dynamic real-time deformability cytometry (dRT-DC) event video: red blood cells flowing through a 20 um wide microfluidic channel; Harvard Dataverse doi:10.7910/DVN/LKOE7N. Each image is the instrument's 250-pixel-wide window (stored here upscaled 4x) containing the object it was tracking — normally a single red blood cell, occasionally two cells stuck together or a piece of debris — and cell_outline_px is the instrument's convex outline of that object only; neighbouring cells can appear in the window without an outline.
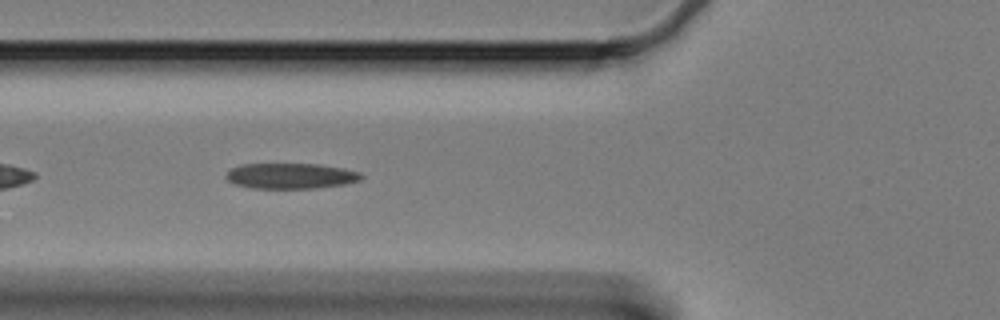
{"species": "Egyptian fruit bat (a non-hibernating species)", "species_latin": "Rousettus aegyptiacus", "temperature_condition": "cold", "stored_images_in_passage": 27, "camera_frame_rate_fps": 3000, "um_per_image_px": 0.085, "animal": {"sex": "female"}, "frame": {"image": 1, "passage_image": 6, "time_ms": 1.667, "image_size_px": [1000, 320], "cell_outline_px": [[364, 176], [360, 180], [344, 184], [316, 188], [252, 188], [232, 184], [224, 176], [232, 168], [240, 164], [320, 164], [344, 168], [360, 172]], "centroid_in_image_um": [24.71, 14.95], "position_along_channel_um": 101.1, "area_um2": 20.23}}
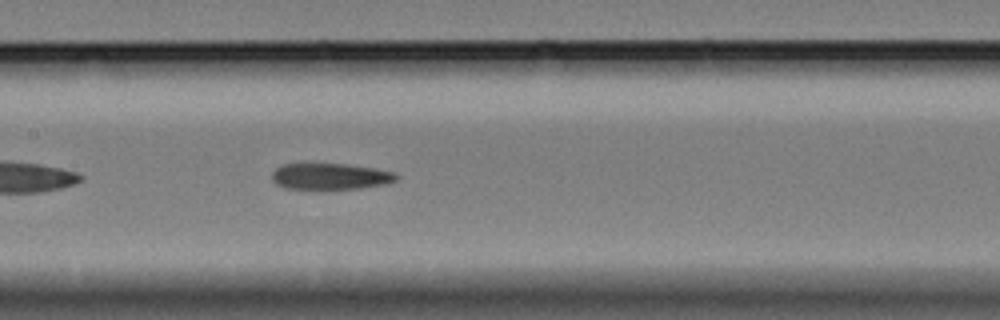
{"frame": {"image": 2, "passage_image": 13, "time_ms": 4.0, "image_size_px": [1000, 320], "cell_outline_px": [[400, 176], [396, 180], [384, 184], [360, 188], [324, 192], [316, 192], [284, 188], [276, 184], [272, 180], [272, 172], [280, 164], [344, 164], [372, 168], [396, 172]], "centroid_in_image_um": [28.02, 15.05], "position_along_channel_um": 179.4, "area_um2": 20.0}}
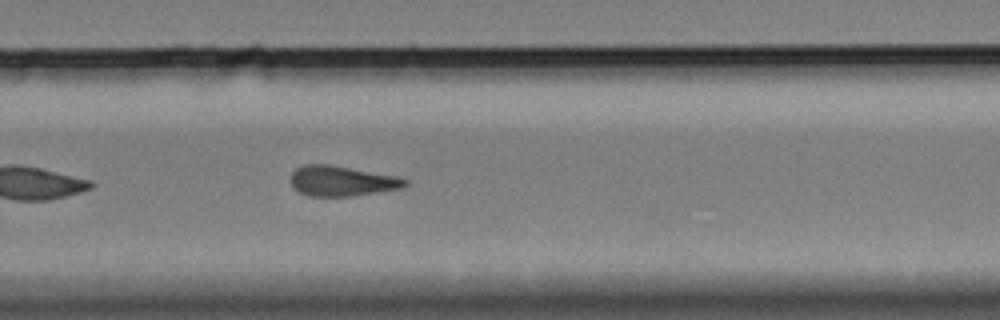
{"frame": {"image": 3, "passage_image": 24, "time_ms": 7.667, "image_size_px": [1000, 320], "cell_outline_px": [[408, 184], [400, 188], [352, 196], [312, 196], [300, 192], [292, 184], [292, 172], [296, 168], [304, 164], [328, 164], [396, 176], [408, 180]], "centroid_in_image_um": [29.05, 15.37], "position_along_channel_um": 300.7, "area_um2": 19.77}}